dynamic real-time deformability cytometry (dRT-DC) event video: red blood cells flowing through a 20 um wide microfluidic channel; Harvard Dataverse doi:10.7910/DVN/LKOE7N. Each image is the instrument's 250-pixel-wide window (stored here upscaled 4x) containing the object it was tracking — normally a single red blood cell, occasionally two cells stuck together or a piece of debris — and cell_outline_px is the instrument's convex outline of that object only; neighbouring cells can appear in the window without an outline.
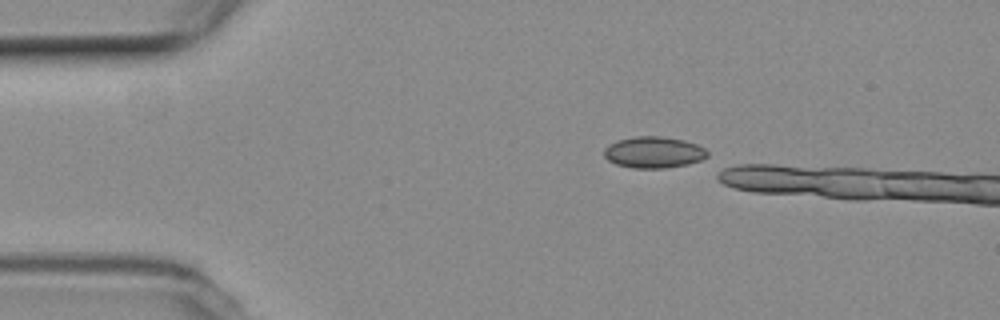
{"species": "common noctule bat (a hibernating species)", "species_latin": "Nyctalus noctula", "temperature_condition": "room temperature", "stored_images_in_passage": 4, "camera_frame_rate_fps": 3000, "um_per_image_px": 0.085, "animal": {"sex": "female", "body_mass_g": 19.3, "forearm_length_mm": 54.1}, "frame": {"image": 1, "passage_image": 1, "time_ms": 0.0, "image_size_px": [1000, 320], "cell_outline_px": [[708, 156], [700, 160], [688, 164], [664, 168], [632, 168], [616, 164], [608, 160], [604, 156], [604, 148], [608, 144], [616, 140], [636, 136], [664, 136], [684, 140], [696, 144], [704, 148], [708, 152]], "centroid_in_image_um": [55.54, 12.94], "position_along_channel_um": 29.5, "area_um2": 19.02}}